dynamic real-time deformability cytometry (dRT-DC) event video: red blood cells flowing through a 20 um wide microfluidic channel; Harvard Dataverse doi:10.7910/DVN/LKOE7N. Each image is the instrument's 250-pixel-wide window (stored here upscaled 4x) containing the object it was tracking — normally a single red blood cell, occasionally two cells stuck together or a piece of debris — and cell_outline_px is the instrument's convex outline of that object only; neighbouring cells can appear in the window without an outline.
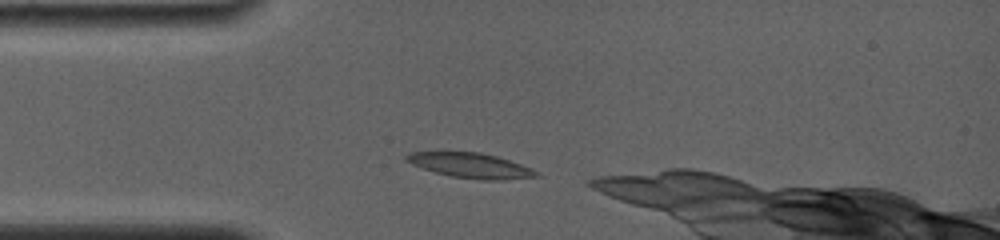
{"species": "common noctule bat (a hibernating species)", "species_latin": "Nyctalus noctula", "temperature_condition": "room temperature", "stored_images_in_passage": 34, "camera_frame_rate_fps": 4000, "um_per_image_px": 0.085, "animal": {"sex": "female", "body_mass_g": 19.0, "forearm_length_mm": 56.7}, "frame": {"image": 1, "passage_image": 2, "time_ms": 0.25, "image_size_px": [1000, 240], "cell_outline_px": [[544, 176], [500, 180], [484, 180], [452, 176], [436, 172], [412, 164], [404, 160], [404, 156], [408, 152], [480, 152], [496, 156], [532, 168]], "centroid_in_image_um": [40.03, 14.06], "position_along_channel_um": 45.0, "area_um2": 18.79}}
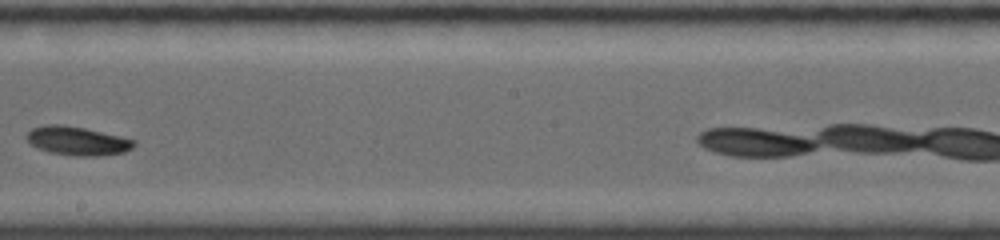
{"frame": {"image": 2, "passage_image": 17, "time_ms": 5.75, "image_size_px": [1000, 240], "cell_outline_px": [[136, 144], [132, 148], [124, 152], [96, 156], [76, 156], [48, 152], [36, 148], [24, 136], [32, 128], [44, 124], [60, 124], [84, 128], [136, 140]], "centroid_in_image_um": [6.54, 11.97], "position_along_channel_um": 241.7, "area_um2": 17.98}}
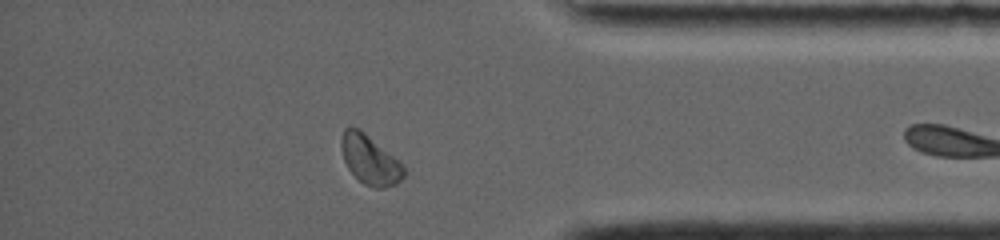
{"frame": {"image": 3, "passage_image": 30, "time_ms": 10.25, "image_size_px": [1000, 240], "cell_outline_px": [[408, 172], [396, 184], [384, 188], [376, 188], [364, 184], [348, 168], [344, 160], [340, 148], [340, 140], [344, 128], [360, 128], [400, 160], [404, 164]], "centroid_in_image_um": [31.48, 13.57], "position_along_channel_um": 403.7, "area_um2": 18.26}}